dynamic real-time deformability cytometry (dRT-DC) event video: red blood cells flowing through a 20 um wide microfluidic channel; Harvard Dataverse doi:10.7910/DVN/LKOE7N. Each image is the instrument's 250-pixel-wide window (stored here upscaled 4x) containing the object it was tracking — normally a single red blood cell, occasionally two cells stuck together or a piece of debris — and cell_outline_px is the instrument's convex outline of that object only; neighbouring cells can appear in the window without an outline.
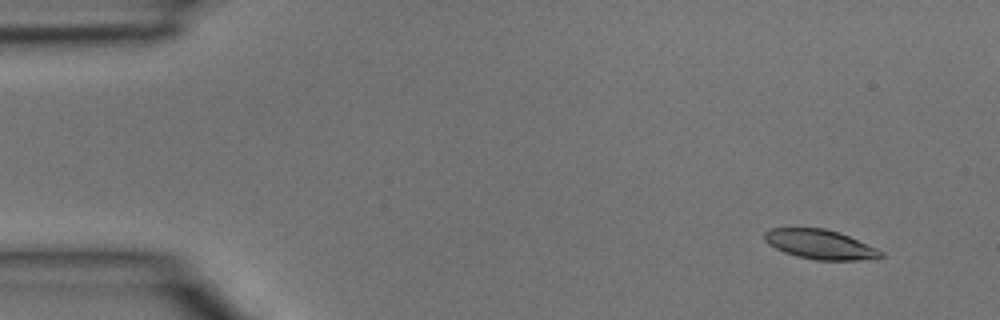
{"species": "common noctule bat (a hibernating species)", "species_latin": "Nyctalus noctula", "temperature_condition": "room temperature", "stored_images_in_passage": 4, "segment_of_instrument_passage": [1, 2], "camera_frame_rate_fps": 3000, "um_per_image_px": 0.085, "animal": {"sex": "male", "body_mass_g": 15.6}, "frame": {"image": 1, "passage_image": 1, "time_ms": 0.0, "image_size_px": [1000, 320], "cell_outline_px": [[884, 256], [876, 260], [816, 260], [796, 256], [784, 252], [768, 244], [764, 240], [764, 232], [768, 228], [824, 228], [840, 232], [876, 248], [884, 252]], "centroid_in_image_um": [69.73, 20.78], "position_along_channel_um": 15.3, "area_um2": 20.23}}
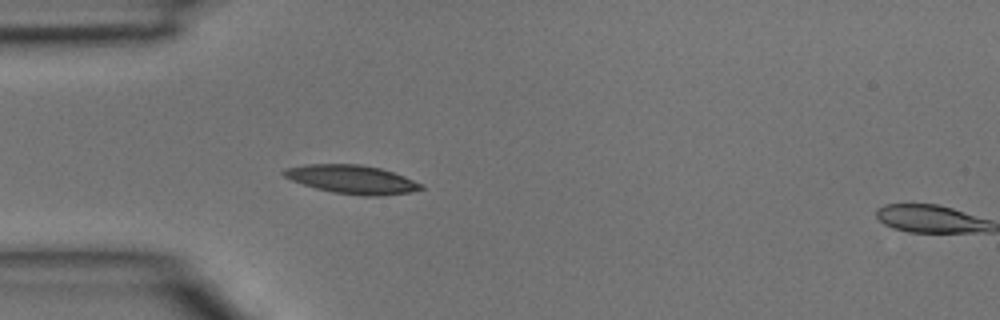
{"frame": {"image": 2, "passage_image": 3, "time_ms": 0.667, "image_size_px": [1000, 320], "cell_outline_px": [[424, 188], [412, 192], [380, 196], [364, 196], [332, 192], [316, 188], [292, 180], [284, 176], [280, 172], [284, 168], [308, 164], [360, 164], [380, 168], [404, 176], [424, 184]], "centroid_in_image_um": [29.94, 15.25], "position_along_channel_um": 55.1, "area_um2": 22.89}}